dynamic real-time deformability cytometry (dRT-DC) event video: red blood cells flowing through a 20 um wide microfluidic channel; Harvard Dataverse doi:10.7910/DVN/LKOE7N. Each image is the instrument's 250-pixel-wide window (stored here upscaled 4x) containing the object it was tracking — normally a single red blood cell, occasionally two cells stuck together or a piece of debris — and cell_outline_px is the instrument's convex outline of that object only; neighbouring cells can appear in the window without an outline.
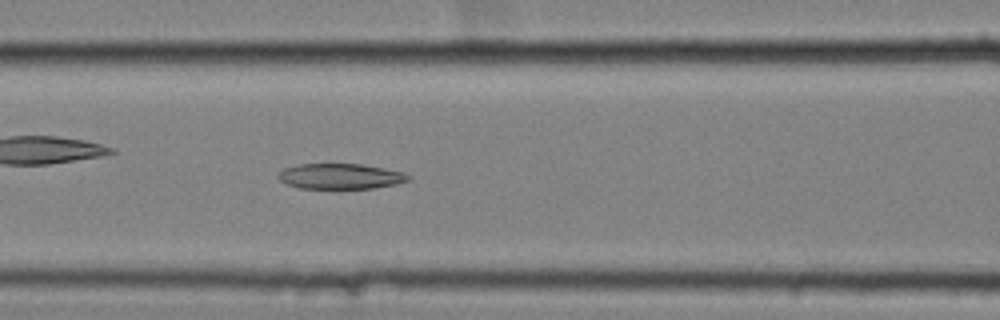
{"species": "common noctule bat (a hibernating species)", "species_latin": "Nyctalus noctula", "temperature_condition": "cold", "stored_images_in_passage": 37, "camera_frame_rate_fps": 3000, "um_per_image_px": 0.085, "animal": {"sex": "female", "body_mass_g": 25.1}, "frame": {"image": 1, "passage_image": 7, "time_ms": 2.0, "image_size_px": [1000, 320], "cell_outline_px": [[412, 176], [408, 180], [396, 184], [372, 188], [300, 188], [284, 184], [276, 176], [284, 168], [296, 164], [360, 164], [384, 168], [404, 172]], "centroid_in_image_um": [28.91, 14.98], "position_along_channel_um": 137.7, "area_um2": 19.31}}
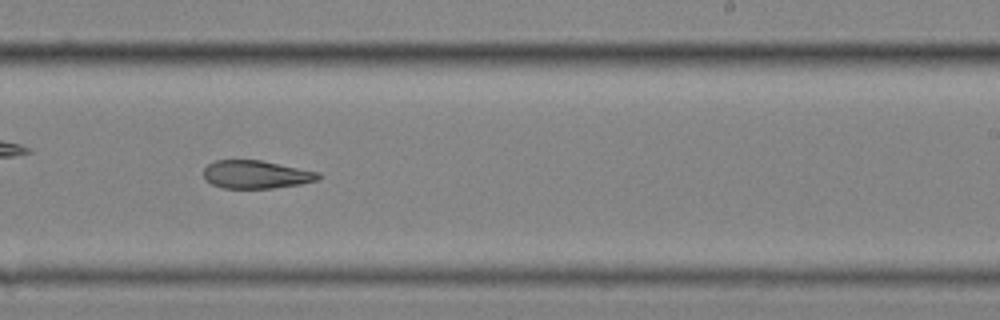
{"frame": {"image": 2, "passage_image": 18, "time_ms": 5.667, "image_size_px": [1000, 320], "cell_outline_px": [[324, 176], [320, 180], [300, 184], [272, 188], [224, 188], [212, 184], [204, 180], [204, 168], [208, 164], [216, 160], [260, 160], [320, 172]], "centroid_in_image_um": [21.8, 14.83], "position_along_channel_um": 267.2, "area_um2": 18.9}}
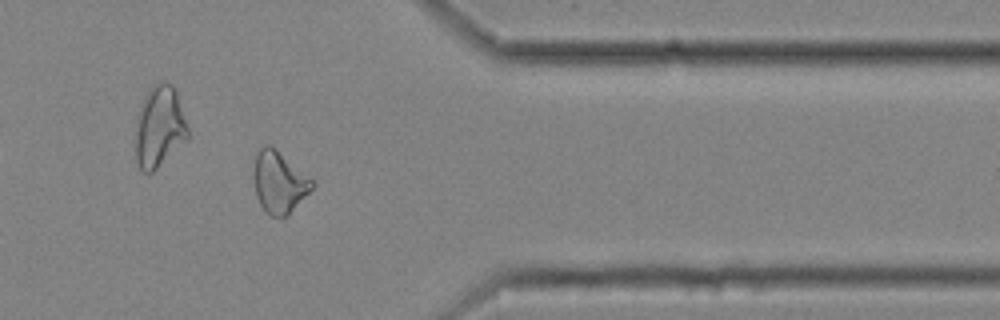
{"frame": {"image": 3, "passage_image": 29, "time_ms": 9.333, "image_size_px": [1000, 320], "cell_outline_px": [[316, 184], [288, 216], [268, 216], [264, 212], [256, 196], [256, 152], [264, 144], [268, 144], [276, 148], [316, 180]], "centroid_in_image_um": [23.79, 15.48], "position_along_channel_um": 387.6, "area_um2": 21.1}}